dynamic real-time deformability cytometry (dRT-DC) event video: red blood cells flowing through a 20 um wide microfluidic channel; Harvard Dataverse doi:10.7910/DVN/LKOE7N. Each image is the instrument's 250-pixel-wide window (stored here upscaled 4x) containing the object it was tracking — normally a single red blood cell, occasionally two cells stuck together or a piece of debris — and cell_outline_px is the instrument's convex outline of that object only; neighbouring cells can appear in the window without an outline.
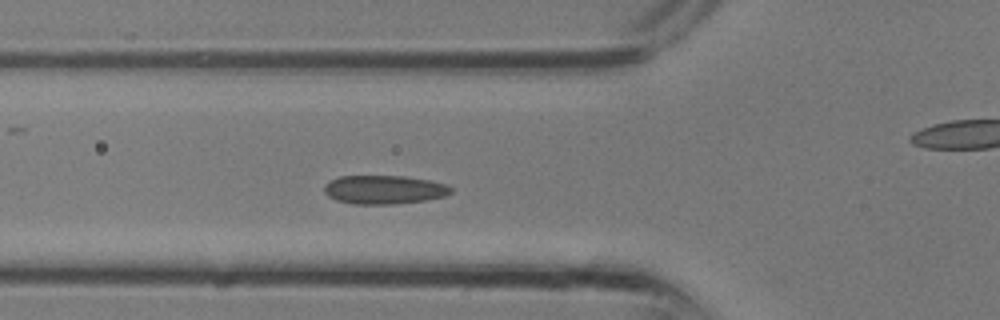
{"species": "common noctule bat (a hibernating species)", "species_latin": "Nyctalus noctula", "temperature_condition": "room temperature", "stored_images_in_passage": 13, "segment_of_instrument_passage": [1, 2], "camera_frame_rate_fps": 3000, "um_per_image_px": 0.085, "animal": {"sex": "male", "body_mass_g": 13.3}, "frame": {"image": 1, "passage_image": 8, "time_ms": 2.333, "image_size_px": [1000, 320], "cell_outline_px": [[452, 192], [444, 196], [424, 200], [396, 204], [356, 204], [336, 200], [328, 196], [324, 192], [324, 184], [340, 176], [404, 176], [428, 180], [444, 184], [452, 188]], "centroid_in_image_um": [32.62, 16.12], "position_along_channel_um": 93.2, "area_um2": 21.04}}
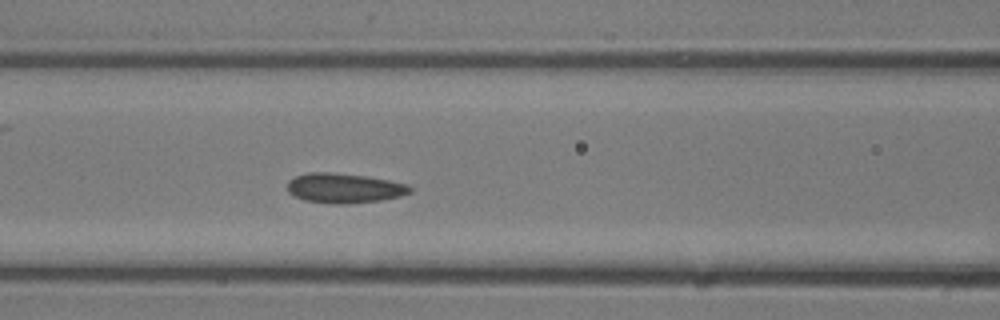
{"frame": {"image": 2, "passage_image": 10, "time_ms": 3.0, "image_size_px": [1000, 320], "cell_outline_px": [[412, 192], [400, 196], [380, 200], [348, 204], [336, 204], [304, 200], [288, 192], [288, 180], [296, 176], [308, 172], [332, 172], [364, 176], [388, 180], [408, 184], [412, 188]], "centroid_in_image_um": [29.26, 15.99], "position_along_channel_um": 137.3, "area_um2": 21.21}}